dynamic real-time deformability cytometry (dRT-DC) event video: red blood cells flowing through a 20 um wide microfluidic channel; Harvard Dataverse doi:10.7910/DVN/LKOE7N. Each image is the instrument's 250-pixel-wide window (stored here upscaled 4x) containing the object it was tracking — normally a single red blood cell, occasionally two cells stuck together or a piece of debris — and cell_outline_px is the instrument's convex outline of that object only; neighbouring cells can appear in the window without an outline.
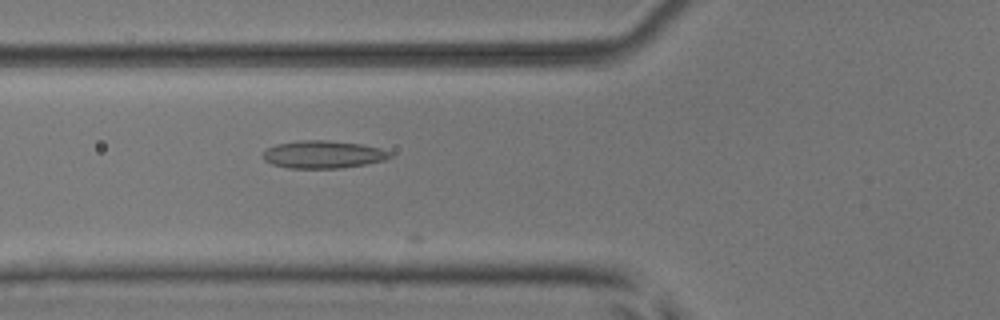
{"species": "common noctule bat (a hibernating species)", "species_latin": "Nyctalus noctula", "temperature_condition": "room temperature", "stored_images_in_passage": 11, "camera_frame_rate_fps": 3000, "um_per_image_px": 0.085, "animal": {"sex": "male", "body_mass_g": 17.9, "forearm_length_mm": 54.2}, "frame": {"image": 1, "passage_image": 10, "time_ms": 3.0, "image_size_px": [1000, 320], "cell_outline_px": [[392, 156], [384, 160], [364, 164], [340, 168], [288, 168], [272, 164], [264, 160], [260, 156], [268, 148], [276, 144], [300, 140], [328, 140], [360, 144], [380, 148], [392, 152]], "centroid_in_image_um": [27.44, 13.12], "position_along_channel_um": 98.4, "area_um2": 20.46}}